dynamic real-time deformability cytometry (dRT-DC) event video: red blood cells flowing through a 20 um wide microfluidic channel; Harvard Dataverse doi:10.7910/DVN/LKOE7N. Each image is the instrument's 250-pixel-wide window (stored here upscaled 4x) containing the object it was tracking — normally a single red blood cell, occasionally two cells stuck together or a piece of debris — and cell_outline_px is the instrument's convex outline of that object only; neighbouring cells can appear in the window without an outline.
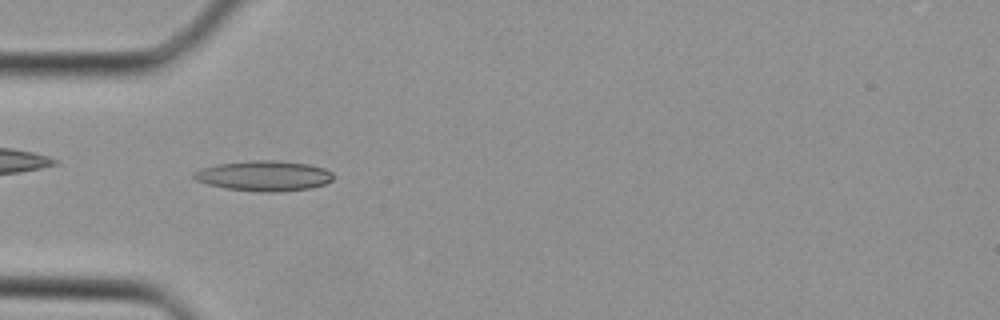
{"species": "Egyptian fruit bat (a non-hibernating species)", "species_latin": "Rousettus aegyptiacus", "temperature_condition": "cold", "stored_images_in_passage": 38, "camera_frame_rate_fps": 3000, "um_per_image_px": 0.085, "animal": {"sex": "female"}, "frame": {"image": 1, "passage_image": 11, "time_ms": 3.333, "image_size_px": [1000, 320], "cell_outline_px": [[332, 180], [324, 184], [312, 188], [272, 192], [260, 192], [228, 188], [208, 184], [196, 180], [192, 176], [192, 172], [200, 168], [216, 164], [248, 160], [280, 160], [308, 164], [324, 168], [332, 172]], "centroid_in_image_um": [22.42, 14.93], "position_along_channel_um": 62.6, "area_um2": 24.68}}
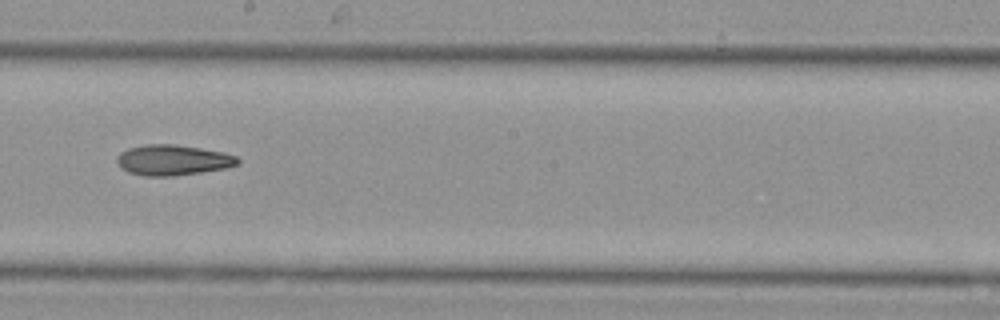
{"frame": {"image": 2, "passage_image": 21, "time_ms": 6.667, "image_size_px": [1000, 320], "cell_outline_px": [[240, 164], [228, 168], [172, 176], [144, 176], [128, 172], [120, 168], [116, 160], [116, 156], [120, 152], [128, 148], [148, 144], [176, 144], [224, 152], [236, 156], [240, 160]], "centroid_in_image_um": [14.69, 13.6], "position_along_channel_um": 233.5, "area_um2": 21.68}}
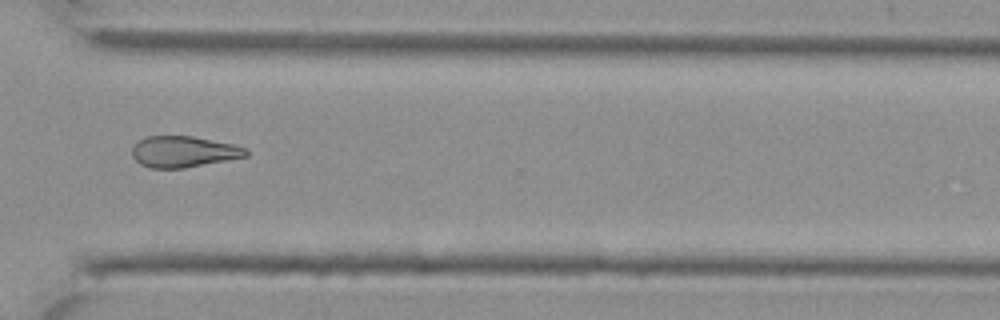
{"frame": {"image": 3, "passage_image": 28, "time_ms": 9.0, "image_size_px": [1000, 320], "cell_outline_px": [[248, 156], [228, 160], [184, 168], [148, 168], [140, 164], [132, 156], [132, 148], [140, 140], [148, 136], [192, 136], [232, 144], [248, 148]], "centroid_in_image_um": [15.61, 12.9], "position_along_channel_um": 355.0, "area_um2": 20.63}}